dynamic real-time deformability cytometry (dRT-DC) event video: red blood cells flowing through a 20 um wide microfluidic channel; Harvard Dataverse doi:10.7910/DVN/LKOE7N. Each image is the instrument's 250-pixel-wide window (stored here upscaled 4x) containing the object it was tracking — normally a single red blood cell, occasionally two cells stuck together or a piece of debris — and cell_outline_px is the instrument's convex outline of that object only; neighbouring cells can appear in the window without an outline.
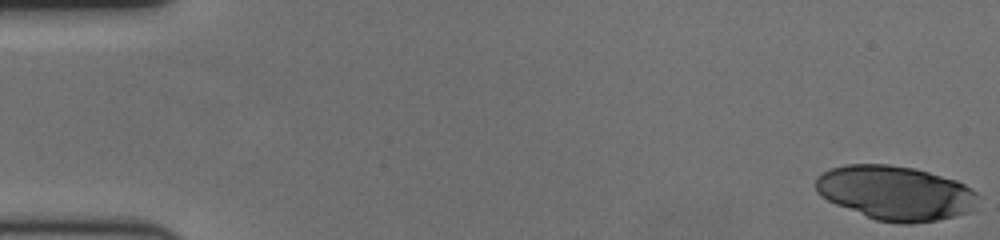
{"species": "human", "species_latin": "Homo sapiens", "temperature_condition": "cold", "stored_images_in_passage": 59, "camera_frame_rate_fps": 3000, "um_per_image_px": 0.085, "donor": {"sex": "female"}, "frame": {"image": 1, "passage_image": 1, "time_ms": 0.0, "image_size_px": [1000, 240], "cell_outline_px": [[980, 196], [972, 212], [956, 216], [936, 220], [912, 224], [900, 224], [876, 220], [836, 204], [820, 196], [816, 192], [816, 176], [832, 168], [844, 164], [888, 164], [916, 168], [956, 180], [972, 188]], "centroid_in_image_um": [76.14, 16.4], "position_along_channel_um": 8.9, "area_um2": 51.79}}
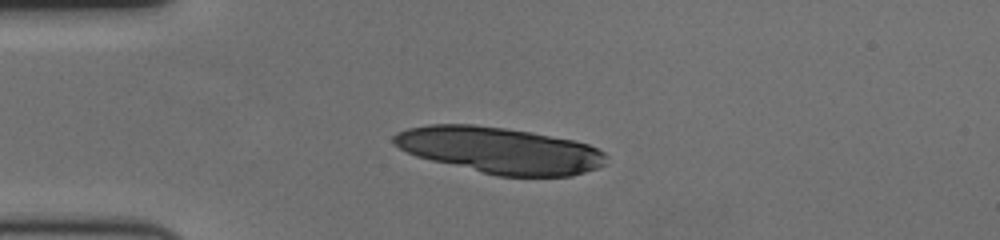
{"frame": {"image": 2, "passage_image": 15, "time_ms": 4.667, "image_size_px": [1000, 240], "cell_outline_px": [[608, 156], [604, 164], [596, 168], [572, 176], [496, 176], [416, 156], [392, 144], [392, 136], [396, 132], [408, 128], [432, 124], [472, 124], [504, 128], [528, 132], [572, 140], [588, 144], [604, 152]], "centroid_in_image_um": [42.45, 12.77], "position_along_channel_um": 42.5, "area_um2": 56.93}}